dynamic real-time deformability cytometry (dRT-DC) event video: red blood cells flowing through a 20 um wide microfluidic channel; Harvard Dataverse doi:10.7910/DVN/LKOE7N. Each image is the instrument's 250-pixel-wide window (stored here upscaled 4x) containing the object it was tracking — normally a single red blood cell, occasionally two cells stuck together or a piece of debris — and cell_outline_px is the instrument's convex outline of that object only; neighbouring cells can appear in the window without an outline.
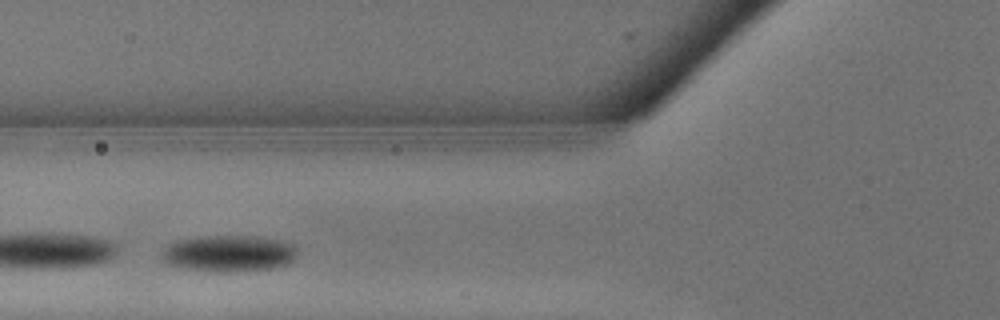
{"species": "common noctule bat (a hibernating species)", "species_latin": "Nyctalus noctula", "temperature_condition": "warm", "stored_images_in_passage": 6, "camera_frame_rate_fps": 3000, "um_per_image_px": 0.085, "animal": {"sex": "male", "body_mass_g": 13.3}, "frame": {"image": 1, "passage_image": 3, "time_ms": 0.667, "image_size_px": [1000, 320], "cell_outline_px": [[296, 252], [292, 260], [284, 264], [272, 268], [220, 272], [188, 268], [168, 264], [160, 256], [160, 252], [168, 244], [176, 240], [200, 236], [260, 236], [296, 244]], "centroid_in_image_um": [19.42, 21.51], "position_along_channel_um": 106.4, "area_um2": 28.61}}
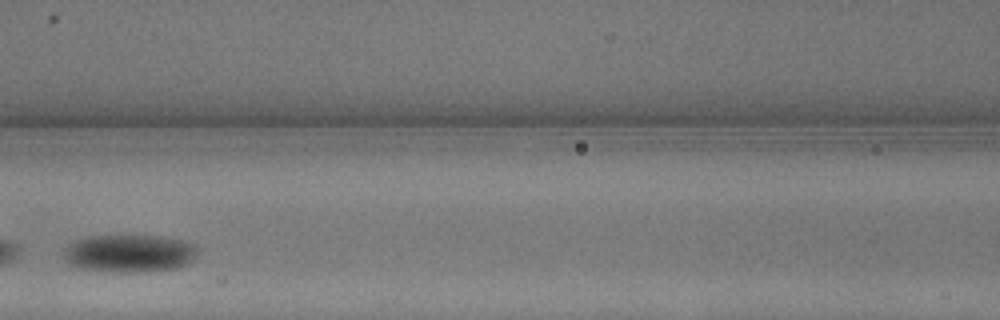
{"frame": {"image": 2, "passage_image": 5, "time_ms": 1.333, "image_size_px": [1000, 320], "cell_outline_px": [[196, 252], [192, 260], [188, 264], [176, 268], [148, 272], [108, 272], [80, 268], [68, 264], [64, 260], [64, 256], [68, 244], [76, 240], [88, 236], [156, 236], [184, 240], [192, 244], [196, 248]], "centroid_in_image_um": [10.97, 21.55], "position_along_channel_um": 155.6, "area_um2": 29.48}}